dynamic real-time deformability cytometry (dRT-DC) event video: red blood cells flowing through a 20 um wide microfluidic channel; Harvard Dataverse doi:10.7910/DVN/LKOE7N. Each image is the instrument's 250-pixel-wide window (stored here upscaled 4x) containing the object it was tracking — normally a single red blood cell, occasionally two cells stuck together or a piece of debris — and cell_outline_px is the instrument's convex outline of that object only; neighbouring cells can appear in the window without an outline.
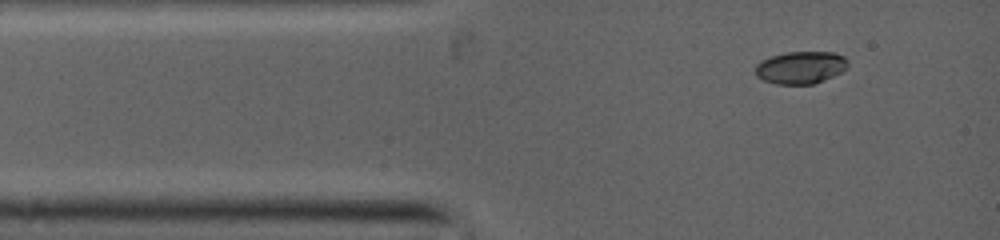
{"species": "common noctule bat (a hibernating species)", "species_latin": "Nyctalus noctula", "temperature_condition": "warm", "stored_images_in_passage": 6, "camera_frame_rate_fps": 5000, "um_per_image_px": 0.085, "animal": {"sex": "female", "body_mass_g": 19.0, "forearm_length_mm": 53.3}, "frame": {"image": 1, "passage_image": 1, "time_ms": 0.0, "image_size_px": [1000, 240], "cell_outline_px": [[848, 68], [824, 80], [812, 84], [776, 84], [764, 80], [756, 76], [756, 64], [772, 56], [788, 52], [836, 52], [844, 56], [848, 60]], "centroid_in_image_um": [68.09, 5.73], "position_along_channel_um": 16.9, "area_um2": 17.4}}
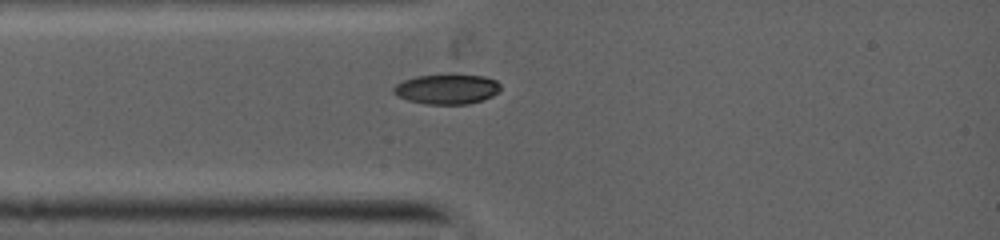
{"frame": {"image": 2, "passage_image": 3, "time_ms": 1.4, "image_size_px": [1000, 240], "cell_outline_px": [[500, 88], [492, 96], [468, 104], [428, 104], [408, 100], [392, 92], [392, 88], [396, 84], [404, 80], [420, 76], [448, 72], [452, 72], [484, 76], [496, 80], [500, 84]], "centroid_in_image_um": [38.0, 7.53], "position_along_channel_um": 47.0, "area_um2": 19.02}}
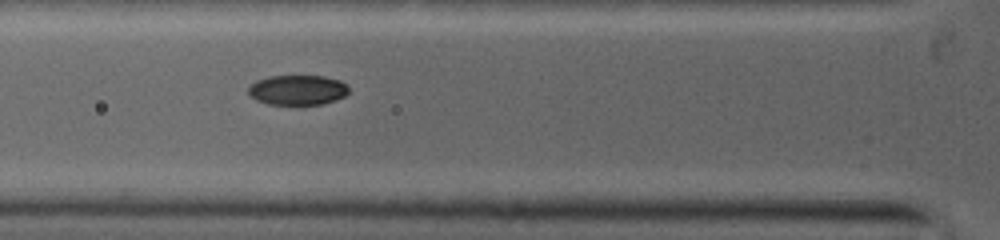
{"frame": {"image": 3, "passage_image": 5, "time_ms": 2.6, "image_size_px": [1000, 240], "cell_outline_px": [[348, 92], [344, 96], [320, 104], [268, 104], [256, 100], [248, 92], [248, 88], [256, 80], [272, 76], [324, 76], [340, 80], [348, 88]], "centroid_in_image_um": [25.27, 7.64], "position_along_channel_um": 100.5, "area_um2": 17.22}}